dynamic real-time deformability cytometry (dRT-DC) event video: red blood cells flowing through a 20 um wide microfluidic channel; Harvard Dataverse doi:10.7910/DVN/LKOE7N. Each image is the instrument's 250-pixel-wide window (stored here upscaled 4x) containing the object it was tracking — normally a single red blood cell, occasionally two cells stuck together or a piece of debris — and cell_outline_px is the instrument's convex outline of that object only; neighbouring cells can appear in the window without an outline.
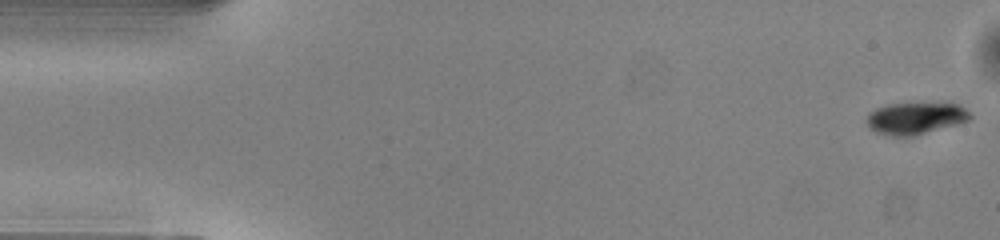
{"species": "common noctule bat (a hibernating species)", "species_latin": "Nyctalus noctula", "temperature_condition": "warm", "stored_images_in_passage": 50, "camera_frame_rate_fps": 3000, "um_per_image_px": 0.085, "animal": {"sex": "male", "body_mass_g": 13.0, "forearm_length_mm": 53.1}, "frame": {"image": 1, "passage_image": 1, "time_ms": 0.0, "image_size_px": [1000, 240], "cell_outline_px": [[972, 116], [968, 120], [956, 124], [912, 136], [892, 136], [876, 132], [868, 124], [868, 112], [876, 108], [888, 104], [956, 104], [964, 108]], "centroid_in_image_um": [77.79, 10.05], "position_along_channel_um": 7.2, "area_um2": 18.61}}
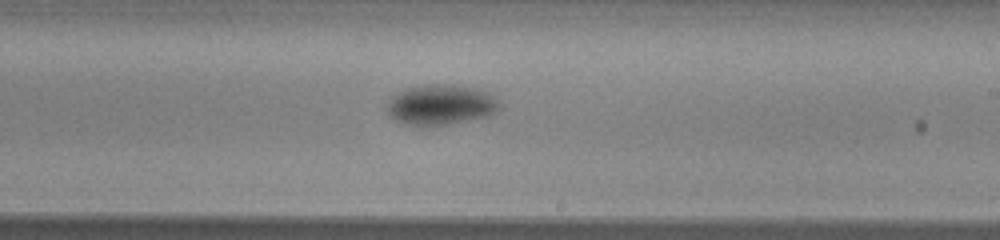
{"frame": {"image": 2, "passage_image": 29, "time_ms": 9.333, "image_size_px": [1000, 240], "cell_outline_px": [[500, 108], [496, 112], [488, 116], [424, 128], [420, 128], [404, 124], [396, 120], [388, 112], [388, 100], [396, 92], [404, 88], [428, 84], [444, 84], [476, 88], [488, 92], [500, 100]], "centroid_in_image_um": [37.45, 8.91], "position_along_channel_um": 251.5, "area_um2": 26.82}}
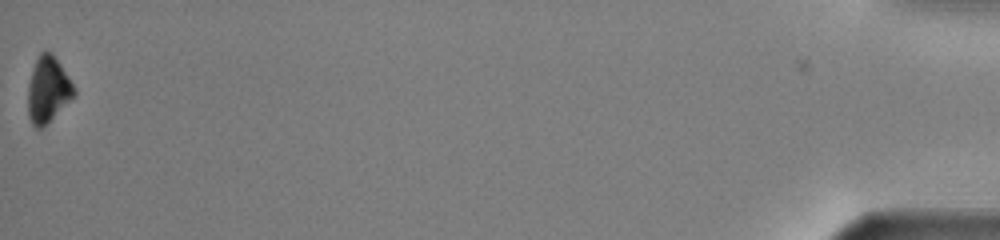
{"frame": {"image": 3, "passage_image": 50, "time_ms": 16.333, "image_size_px": [1000, 240], "cell_outline_px": [[76, 96], [40, 128], [36, 128], [32, 124], [28, 116], [28, 84], [32, 68], [40, 52], [52, 52], [76, 88]], "centroid_in_image_um": [4.08, 7.6], "position_along_channel_um": 431.1, "area_um2": 17.63}, "authors_computed_cell_mechanics": {"area_um2": 23.409, "velocity_mm_per_s": 4.0918, "shape_relaxation_time_tau1_ms": 1.0048, "shape_relaxation_time_tau2_ms": null, "deformation_change_tau1": 0.0741, "deformation_change_tau2": null}}